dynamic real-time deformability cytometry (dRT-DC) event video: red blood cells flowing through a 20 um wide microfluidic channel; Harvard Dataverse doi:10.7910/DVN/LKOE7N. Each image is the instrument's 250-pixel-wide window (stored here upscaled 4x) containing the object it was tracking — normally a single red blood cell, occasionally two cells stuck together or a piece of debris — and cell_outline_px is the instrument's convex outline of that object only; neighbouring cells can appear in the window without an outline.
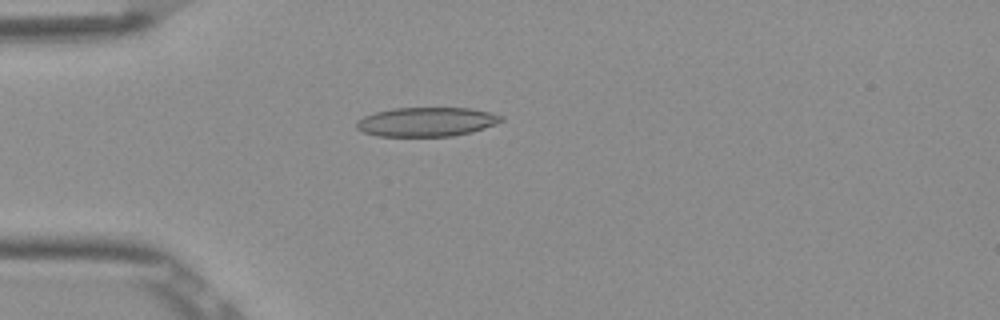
{"species": "Egyptian fruit bat (a non-hibernating species)", "species_latin": "Rousettus aegyptiacus", "temperature_condition": "room temperature", "stored_images_in_passage": 5, "camera_frame_rate_fps": 3000, "um_per_image_px": 0.085, "frame": {"image": 1, "passage_image": 4, "time_ms": 1.0, "image_size_px": [1000, 320], "cell_outline_px": [[504, 120], [496, 124], [472, 132], [452, 136], [376, 136], [364, 132], [356, 128], [356, 124], [364, 116], [376, 112], [392, 108], [472, 108], [504, 116]], "centroid_in_image_um": [36.29, 10.36], "position_along_channel_um": 48.7, "area_um2": 24.57}}